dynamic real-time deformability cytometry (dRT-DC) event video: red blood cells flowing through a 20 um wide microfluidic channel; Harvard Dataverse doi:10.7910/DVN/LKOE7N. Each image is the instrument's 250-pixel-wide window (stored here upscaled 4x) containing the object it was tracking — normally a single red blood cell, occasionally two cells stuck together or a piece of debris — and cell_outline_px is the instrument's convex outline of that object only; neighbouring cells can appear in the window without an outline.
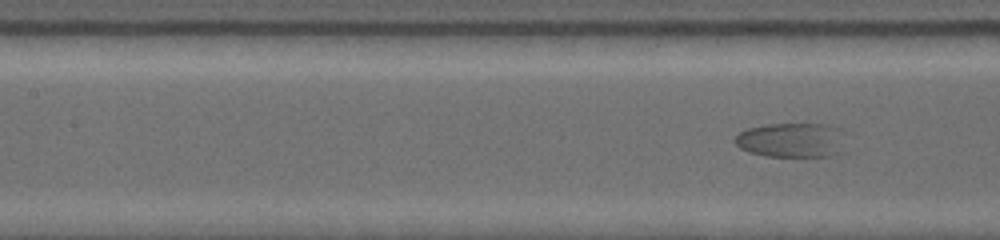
{"species": "common noctule bat (a hibernating species)", "species_latin": "Nyctalus noctula", "temperature_condition": "warm", "stored_images_in_passage": 12, "segment_of_instrument_passage": [2, 2], "camera_frame_rate_fps": 5000, "um_per_image_px": 0.085, "animal": {"sex": "female", "body_mass_g": 19.0, "forearm_length_mm": 53.3}, "frame": {"image": 1, "passage_image": 12, "time_ms": 6.2, "image_size_px": [1000, 240], "cell_outline_px": [[844, 132], [832, 156], [764, 156], [748, 152], [740, 148], [732, 140], [740, 132], [748, 128], [764, 124], [828, 124], [840, 128]], "centroid_in_image_um": [67.16, 11.89], "position_along_channel_um": 140.2, "area_um2": 21.96}}